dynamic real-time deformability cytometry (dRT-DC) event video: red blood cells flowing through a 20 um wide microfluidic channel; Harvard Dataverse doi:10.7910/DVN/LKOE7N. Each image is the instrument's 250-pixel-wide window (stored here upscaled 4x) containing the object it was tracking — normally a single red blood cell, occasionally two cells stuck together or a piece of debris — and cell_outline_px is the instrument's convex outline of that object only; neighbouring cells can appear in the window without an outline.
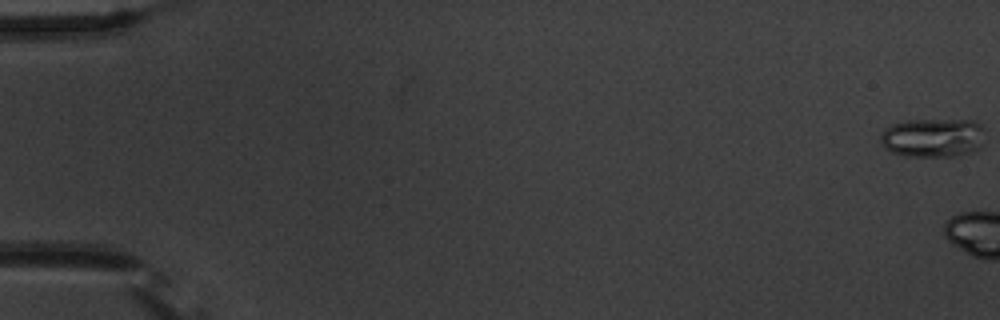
{"species": "common noctule bat (a hibernating species)", "species_latin": "Nyctalus noctula", "temperature_condition": "warm", "stored_images_in_passage": 6, "camera_frame_rate_fps": 3000, "um_per_image_px": 0.085, "animal": {"sex": "male", "body_mass_g": 20.1, "forearm_length_mm": 53.5}, "frame": {"image": 1, "passage_image": 1, "time_ms": 0.0, "image_size_px": [1000, 320], "cell_outline_px": [[984, 128], [980, 148], [972, 152], [960, 156], [908, 156], [892, 152], [884, 148], [880, 140], [880, 136], [884, 128], [892, 124], [908, 120], [972, 120], [980, 124]], "centroid_in_image_um": [79.29, 11.7], "position_along_channel_um": 5.7, "area_um2": 23.87}}